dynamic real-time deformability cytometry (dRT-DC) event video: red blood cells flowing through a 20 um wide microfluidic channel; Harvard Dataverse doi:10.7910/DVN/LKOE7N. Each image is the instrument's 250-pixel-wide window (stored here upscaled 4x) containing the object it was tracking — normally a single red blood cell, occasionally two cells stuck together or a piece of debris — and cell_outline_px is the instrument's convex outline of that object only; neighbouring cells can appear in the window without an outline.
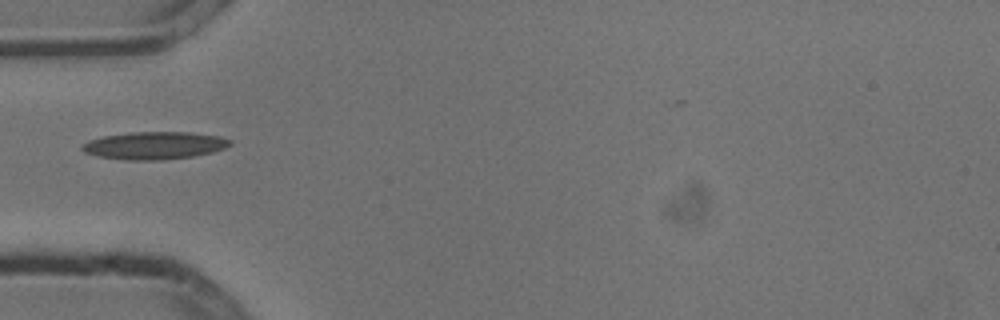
{"species": "common noctule bat (a hibernating species)", "species_latin": "Nyctalus noctula", "temperature_condition": "cold", "stored_images_in_passage": 7, "camera_frame_rate_fps": 3000, "um_per_image_px": 0.085, "animal": {"sex": "male", "body_mass_g": 13.3}, "frame": {"image": 1, "passage_image": 7, "time_ms": 2.0, "image_size_px": [1000, 320], "cell_outline_px": [[232, 144], [224, 148], [212, 152], [192, 156], [160, 160], [128, 160], [100, 156], [84, 152], [80, 148], [88, 140], [104, 136], [132, 132], [188, 132], [220, 136], [232, 140]], "centroid_in_image_um": [13.15, 12.36], "position_along_channel_um": 71.9, "area_um2": 23.58}}